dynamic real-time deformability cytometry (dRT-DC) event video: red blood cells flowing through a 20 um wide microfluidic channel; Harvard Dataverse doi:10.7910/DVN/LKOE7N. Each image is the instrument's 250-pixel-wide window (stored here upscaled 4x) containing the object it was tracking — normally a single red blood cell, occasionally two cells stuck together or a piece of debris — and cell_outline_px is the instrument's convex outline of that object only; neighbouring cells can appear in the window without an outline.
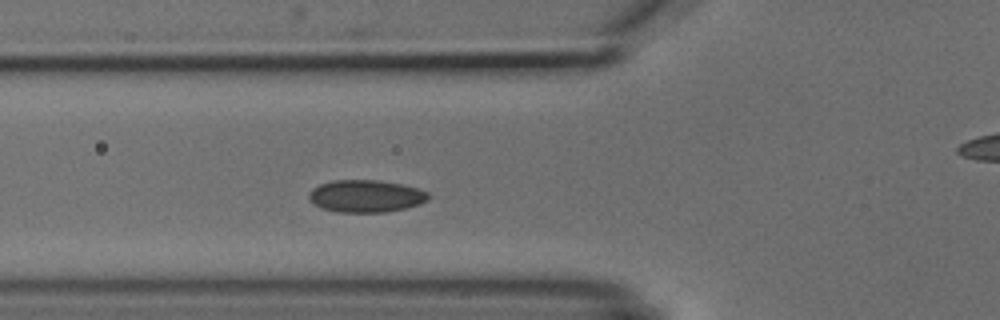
{"species": "common noctule bat (a hibernating species)", "species_latin": "Nyctalus noctula", "temperature_condition": "cold", "stored_images_in_passage": 5, "segment_of_instrument_passage": [1, 2], "camera_frame_rate_fps": 3000, "um_per_image_px": 0.085, "animal": {"sex": "male", "body_mass_g": 18.8}, "frame": {"image": 1, "passage_image": 4, "time_ms": 3.333, "image_size_px": [1000, 320], "cell_outline_px": [[428, 200], [420, 204], [404, 208], [384, 212], [336, 212], [324, 208], [308, 200], [308, 196], [312, 188], [320, 184], [332, 180], [376, 180], [400, 184], [416, 188], [428, 192]], "centroid_in_image_um": [31.08, 16.66], "position_along_channel_um": 94.7, "area_um2": 22.31}}